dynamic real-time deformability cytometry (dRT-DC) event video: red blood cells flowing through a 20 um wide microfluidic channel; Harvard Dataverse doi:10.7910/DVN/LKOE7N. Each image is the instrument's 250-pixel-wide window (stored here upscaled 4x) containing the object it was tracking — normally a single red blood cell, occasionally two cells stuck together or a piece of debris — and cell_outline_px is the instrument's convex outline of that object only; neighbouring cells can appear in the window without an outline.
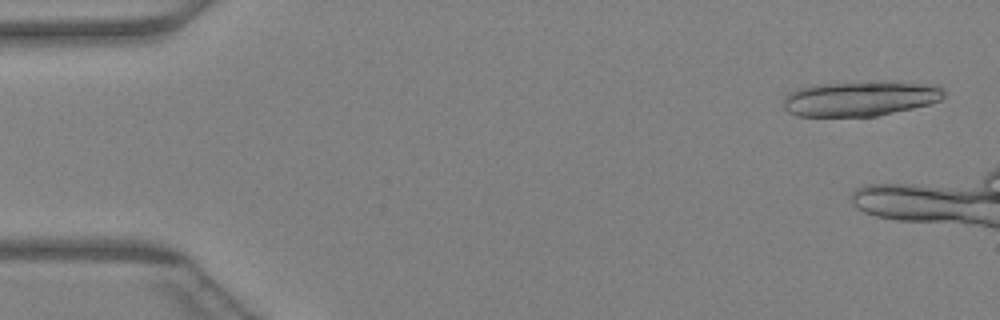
{"species": "Egyptian fruit bat (a non-hibernating species)", "species_latin": "Rousettus aegyptiacus", "temperature_condition": "warm", "stored_images_in_passage": 11, "camera_frame_rate_fps": 3000, "um_per_image_px": 0.085, "animal": {"sex": "female"}, "frame": {"image": 1, "passage_image": 2, "time_ms": 0.333, "image_size_px": [1000, 320], "cell_outline_px": [[944, 96], [940, 100], [928, 104], [912, 108], [876, 116], [796, 116], [788, 112], [784, 108], [784, 96], [788, 92], [796, 88], [816, 84], [876, 80], [896, 80], [940, 84], [944, 88]], "centroid_in_image_um": [73.16, 8.33], "position_along_channel_um": 11.8, "area_um2": 33.87}}